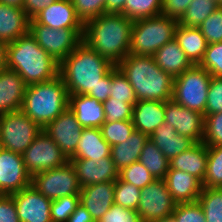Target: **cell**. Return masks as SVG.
<instances>
[{
  "instance_id": "cell-28",
  "label": "cell",
  "mask_w": 222,
  "mask_h": 222,
  "mask_svg": "<svg viewBox=\"0 0 222 222\" xmlns=\"http://www.w3.org/2000/svg\"><path fill=\"white\" fill-rule=\"evenodd\" d=\"M111 146L104 140L100 128H83L76 153L70 159H92L99 161L110 157Z\"/></svg>"
},
{
  "instance_id": "cell-36",
  "label": "cell",
  "mask_w": 222,
  "mask_h": 222,
  "mask_svg": "<svg viewBox=\"0 0 222 222\" xmlns=\"http://www.w3.org/2000/svg\"><path fill=\"white\" fill-rule=\"evenodd\" d=\"M111 89L109 98L122 100L132 105L138 101L133 87L117 66L111 70Z\"/></svg>"
},
{
  "instance_id": "cell-58",
  "label": "cell",
  "mask_w": 222,
  "mask_h": 222,
  "mask_svg": "<svg viewBox=\"0 0 222 222\" xmlns=\"http://www.w3.org/2000/svg\"><path fill=\"white\" fill-rule=\"evenodd\" d=\"M215 2H217L219 5L222 6V0H214Z\"/></svg>"
},
{
  "instance_id": "cell-50",
  "label": "cell",
  "mask_w": 222,
  "mask_h": 222,
  "mask_svg": "<svg viewBox=\"0 0 222 222\" xmlns=\"http://www.w3.org/2000/svg\"><path fill=\"white\" fill-rule=\"evenodd\" d=\"M192 0H162V15L179 20Z\"/></svg>"
},
{
  "instance_id": "cell-25",
  "label": "cell",
  "mask_w": 222,
  "mask_h": 222,
  "mask_svg": "<svg viewBox=\"0 0 222 222\" xmlns=\"http://www.w3.org/2000/svg\"><path fill=\"white\" fill-rule=\"evenodd\" d=\"M208 161V146L203 142L196 143L186 150L170 159L169 168L187 172L203 182Z\"/></svg>"
},
{
  "instance_id": "cell-45",
  "label": "cell",
  "mask_w": 222,
  "mask_h": 222,
  "mask_svg": "<svg viewBox=\"0 0 222 222\" xmlns=\"http://www.w3.org/2000/svg\"><path fill=\"white\" fill-rule=\"evenodd\" d=\"M77 17L85 22L105 14L106 0H71Z\"/></svg>"
},
{
  "instance_id": "cell-11",
  "label": "cell",
  "mask_w": 222,
  "mask_h": 222,
  "mask_svg": "<svg viewBox=\"0 0 222 222\" xmlns=\"http://www.w3.org/2000/svg\"><path fill=\"white\" fill-rule=\"evenodd\" d=\"M27 173L33 177L43 171L64 165L69 159L60 147L43 131L22 154Z\"/></svg>"
},
{
  "instance_id": "cell-5",
  "label": "cell",
  "mask_w": 222,
  "mask_h": 222,
  "mask_svg": "<svg viewBox=\"0 0 222 222\" xmlns=\"http://www.w3.org/2000/svg\"><path fill=\"white\" fill-rule=\"evenodd\" d=\"M69 106V95L62 78L28 85L21 111L42 129Z\"/></svg>"
},
{
  "instance_id": "cell-51",
  "label": "cell",
  "mask_w": 222,
  "mask_h": 222,
  "mask_svg": "<svg viewBox=\"0 0 222 222\" xmlns=\"http://www.w3.org/2000/svg\"><path fill=\"white\" fill-rule=\"evenodd\" d=\"M111 71L87 95L99 102H105L110 96Z\"/></svg>"
},
{
  "instance_id": "cell-10",
  "label": "cell",
  "mask_w": 222,
  "mask_h": 222,
  "mask_svg": "<svg viewBox=\"0 0 222 222\" xmlns=\"http://www.w3.org/2000/svg\"><path fill=\"white\" fill-rule=\"evenodd\" d=\"M31 185L50 200L79 195L82 189L70 160L62 166L35 174Z\"/></svg>"
},
{
  "instance_id": "cell-16",
  "label": "cell",
  "mask_w": 222,
  "mask_h": 222,
  "mask_svg": "<svg viewBox=\"0 0 222 222\" xmlns=\"http://www.w3.org/2000/svg\"><path fill=\"white\" fill-rule=\"evenodd\" d=\"M165 122L173 126L178 134L200 143L204 136L203 114L179 105L173 99L165 102Z\"/></svg>"
},
{
  "instance_id": "cell-42",
  "label": "cell",
  "mask_w": 222,
  "mask_h": 222,
  "mask_svg": "<svg viewBox=\"0 0 222 222\" xmlns=\"http://www.w3.org/2000/svg\"><path fill=\"white\" fill-rule=\"evenodd\" d=\"M208 44L222 41V6L220 5L198 27Z\"/></svg>"
},
{
  "instance_id": "cell-6",
  "label": "cell",
  "mask_w": 222,
  "mask_h": 222,
  "mask_svg": "<svg viewBox=\"0 0 222 222\" xmlns=\"http://www.w3.org/2000/svg\"><path fill=\"white\" fill-rule=\"evenodd\" d=\"M178 20L165 15L133 21L129 54L153 57L155 52L175 38Z\"/></svg>"
},
{
  "instance_id": "cell-46",
  "label": "cell",
  "mask_w": 222,
  "mask_h": 222,
  "mask_svg": "<svg viewBox=\"0 0 222 222\" xmlns=\"http://www.w3.org/2000/svg\"><path fill=\"white\" fill-rule=\"evenodd\" d=\"M172 215L175 222H206L204 211L198 201L176 204Z\"/></svg>"
},
{
  "instance_id": "cell-56",
  "label": "cell",
  "mask_w": 222,
  "mask_h": 222,
  "mask_svg": "<svg viewBox=\"0 0 222 222\" xmlns=\"http://www.w3.org/2000/svg\"><path fill=\"white\" fill-rule=\"evenodd\" d=\"M0 3L10 7L23 8L24 0H0Z\"/></svg>"
},
{
  "instance_id": "cell-26",
  "label": "cell",
  "mask_w": 222,
  "mask_h": 222,
  "mask_svg": "<svg viewBox=\"0 0 222 222\" xmlns=\"http://www.w3.org/2000/svg\"><path fill=\"white\" fill-rule=\"evenodd\" d=\"M29 21L23 8L0 3V41L8 44L29 32Z\"/></svg>"
},
{
  "instance_id": "cell-34",
  "label": "cell",
  "mask_w": 222,
  "mask_h": 222,
  "mask_svg": "<svg viewBox=\"0 0 222 222\" xmlns=\"http://www.w3.org/2000/svg\"><path fill=\"white\" fill-rule=\"evenodd\" d=\"M122 14L133 21L161 15L162 0H126Z\"/></svg>"
},
{
  "instance_id": "cell-8",
  "label": "cell",
  "mask_w": 222,
  "mask_h": 222,
  "mask_svg": "<svg viewBox=\"0 0 222 222\" xmlns=\"http://www.w3.org/2000/svg\"><path fill=\"white\" fill-rule=\"evenodd\" d=\"M41 131L21 110L0 114V148L22 155Z\"/></svg>"
},
{
  "instance_id": "cell-29",
  "label": "cell",
  "mask_w": 222,
  "mask_h": 222,
  "mask_svg": "<svg viewBox=\"0 0 222 222\" xmlns=\"http://www.w3.org/2000/svg\"><path fill=\"white\" fill-rule=\"evenodd\" d=\"M149 136L134 130L129 138L120 144L111 147V159L118 171L139 161L140 154Z\"/></svg>"
},
{
  "instance_id": "cell-14",
  "label": "cell",
  "mask_w": 222,
  "mask_h": 222,
  "mask_svg": "<svg viewBox=\"0 0 222 222\" xmlns=\"http://www.w3.org/2000/svg\"><path fill=\"white\" fill-rule=\"evenodd\" d=\"M22 155L0 148V194L10 195L31 185Z\"/></svg>"
},
{
  "instance_id": "cell-22",
  "label": "cell",
  "mask_w": 222,
  "mask_h": 222,
  "mask_svg": "<svg viewBox=\"0 0 222 222\" xmlns=\"http://www.w3.org/2000/svg\"><path fill=\"white\" fill-rule=\"evenodd\" d=\"M132 122L135 130L150 136L165 122V102L140 100L133 105Z\"/></svg>"
},
{
  "instance_id": "cell-9",
  "label": "cell",
  "mask_w": 222,
  "mask_h": 222,
  "mask_svg": "<svg viewBox=\"0 0 222 222\" xmlns=\"http://www.w3.org/2000/svg\"><path fill=\"white\" fill-rule=\"evenodd\" d=\"M29 32L38 45L59 63L83 41V29H53L38 24L34 19L29 21Z\"/></svg>"
},
{
  "instance_id": "cell-32",
  "label": "cell",
  "mask_w": 222,
  "mask_h": 222,
  "mask_svg": "<svg viewBox=\"0 0 222 222\" xmlns=\"http://www.w3.org/2000/svg\"><path fill=\"white\" fill-rule=\"evenodd\" d=\"M219 6L214 0H192L178 20V24L187 27H199Z\"/></svg>"
},
{
  "instance_id": "cell-37",
  "label": "cell",
  "mask_w": 222,
  "mask_h": 222,
  "mask_svg": "<svg viewBox=\"0 0 222 222\" xmlns=\"http://www.w3.org/2000/svg\"><path fill=\"white\" fill-rule=\"evenodd\" d=\"M104 140L112 147L126 141L135 130L132 120L104 122L100 127Z\"/></svg>"
},
{
  "instance_id": "cell-24",
  "label": "cell",
  "mask_w": 222,
  "mask_h": 222,
  "mask_svg": "<svg viewBox=\"0 0 222 222\" xmlns=\"http://www.w3.org/2000/svg\"><path fill=\"white\" fill-rule=\"evenodd\" d=\"M149 140H151L169 160L189 150L196 144L191 138L178 134L176 129L166 122H163L154 130L149 136Z\"/></svg>"
},
{
  "instance_id": "cell-47",
  "label": "cell",
  "mask_w": 222,
  "mask_h": 222,
  "mask_svg": "<svg viewBox=\"0 0 222 222\" xmlns=\"http://www.w3.org/2000/svg\"><path fill=\"white\" fill-rule=\"evenodd\" d=\"M222 112V77H211L204 117Z\"/></svg>"
},
{
  "instance_id": "cell-1",
  "label": "cell",
  "mask_w": 222,
  "mask_h": 222,
  "mask_svg": "<svg viewBox=\"0 0 222 222\" xmlns=\"http://www.w3.org/2000/svg\"><path fill=\"white\" fill-rule=\"evenodd\" d=\"M133 20L119 13H105L84 23L83 42L117 66L129 55Z\"/></svg>"
},
{
  "instance_id": "cell-57",
  "label": "cell",
  "mask_w": 222,
  "mask_h": 222,
  "mask_svg": "<svg viewBox=\"0 0 222 222\" xmlns=\"http://www.w3.org/2000/svg\"><path fill=\"white\" fill-rule=\"evenodd\" d=\"M151 222H175V221H174L173 215H170V216H167V217H163L161 219L153 220Z\"/></svg>"
},
{
  "instance_id": "cell-4",
  "label": "cell",
  "mask_w": 222,
  "mask_h": 222,
  "mask_svg": "<svg viewBox=\"0 0 222 222\" xmlns=\"http://www.w3.org/2000/svg\"><path fill=\"white\" fill-rule=\"evenodd\" d=\"M117 67L127 77L138 101L172 99L174 78L156 64L154 57L129 54Z\"/></svg>"
},
{
  "instance_id": "cell-44",
  "label": "cell",
  "mask_w": 222,
  "mask_h": 222,
  "mask_svg": "<svg viewBox=\"0 0 222 222\" xmlns=\"http://www.w3.org/2000/svg\"><path fill=\"white\" fill-rule=\"evenodd\" d=\"M199 66L206 69L212 77H222V41L208 44Z\"/></svg>"
},
{
  "instance_id": "cell-53",
  "label": "cell",
  "mask_w": 222,
  "mask_h": 222,
  "mask_svg": "<svg viewBox=\"0 0 222 222\" xmlns=\"http://www.w3.org/2000/svg\"><path fill=\"white\" fill-rule=\"evenodd\" d=\"M67 222H94V220L86 208L79 204L70 215Z\"/></svg>"
},
{
  "instance_id": "cell-31",
  "label": "cell",
  "mask_w": 222,
  "mask_h": 222,
  "mask_svg": "<svg viewBox=\"0 0 222 222\" xmlns=\"http://www.w3.org/2000/svg\"><path fill=\"white\" fill-rule=\"evenodd\" d=\"M139 162L155 179H164L169 169L170 160L148 139L140 154Z\"/></svg>"
},
{
  "instance_id": "cell-17",
  "label": "cell",
  "mask_w": 222,
  "mask_h": 222,
  "mask_svg": "<svg viewBox=\"0 0 222 222\" xmlns=\"http://www.w3.org/2000/svg\"><path fill=\"white\" fill-rule=\"evenodd\" d=\"M74 166L81 187L101 182H115L119 178L111 156L100 159H69Z\"/></svg>"
},
{
  "instance_id": "cell-3",
  "label": "cell",
  "mask_w": 222,
  "mask_h": 222,
  "mask_svg": "<svg viewBox=\"0 0 222 222\" xmlns=\"http://www.w3.org/2000/svg\"><path fill=\"white\" fill-rule=\"evenodd\" d=\"M115 66L83 41L59 63L68 95H87Z\"/></svg>"
},
{
  "instance_id": "cell-49",
  "label": "cell",
  "mask_w": 222,
  "mask_h": 222,
  "mask_svg": "<svg viewBox=\"0 0 222 222\" xmlns=\"http://www.w3.org/2000/svg\"><path fill=\"white\" fill-rule=\"evenodd\" d=\"M0 222H20L11 195L0 194Z\"/></svg>"
},
{
  "instance_id": "cell-55",
  "label": "cell",
  "mask_w": 222,
  "mask_h": 222,
  "mask_svg": "<svg viewBox=\"0 0 222 222\" xmlns=\"http://www.w3.org/2000/svg\"><path fill=\"white\" fill-rule=\"evenodd\" d=\"M6 47L7 44L0 41V72L7 69Z\"/></svg>"
},
{
  "instance_id": "cell-41",
  "label": "cell",
  "mask_w": 222,
  "mask_h": 222,
  "mask_svg": "<svg viewBox=\"0 0 222 222\" xmlns=\"http://www.w3.org/2000/svg\"><path fill=\"white\" fill-rule=\"evenodd\" d=\"M202 142L208 147L222 145V112L204 117V136Z\"/></svg>"
},
{
  "instance_id": "cell-43",
  "label": "cell",
  "mask_w": 222,
  "mask_h": 222,
  "mask_svg": "<svg viewBox=\"0 0 222 222\" xmlns=\"http://www.w3.org/2000/svg\"><path fill=\"white\" fill-rule=\"evenodd\" d=\"M105 122L132 120L133 105L115 98L103 102Z\"/></svg>"
},
{
  "instance_id": "cell-2",
  "label": "cell",
  "mask_w": 222,
  "mask_h": 222,
  "mask_svg": "<svg viewBox=\"0 0 222 222\" xmlns=\"http://www.w3.org/2000/svg\"><path fill=\"white\" fill-rule=\"evenodd\" d=\"M6 59L7 69L17 72L27 86L59 75V62L38 45L30 32L7 44Z\"/></svg>"
},
{
  "instance_id": "cell-35",
  "label": "cell",
  "mask_w": 222,
  "mask_h": 222,
  "mask_svg": "<svg viewBox=\"0 0 222 222\" xmlns=\"http://www.w3.org/2000/svg\"><path fill=\"white\" fill-rule=\"evenodd\" d=\"M202 187L222 188V145L208 147L207 170Z\"/></svg>"
},
{
  "instance_id": "cell-54",
  "label": "cell",
  "mask_w": 222,
  "mask_h": 222,
  "mask_svg": "<svg viewBox=\"0 0 222 222\" xmlns=\"http://www.w3.org/2000/svg\"><path fill=\"white\" fill-rule=\"evenodd\" d=\"M125 3H126V0H106L105 13L122 14V11L125 7Z\"/></svg>"
},
{
  "instance_id": "cell-19",
  "label": "cell",
  "mask_w": 222,
  "mask_h": 222,
  "mask_svg": "<svg viewBox=\"0 0 222 222\" xmlns=\"http://www.w3.org/2000/svg\"><path fill=\"white\" fill-rule=\"evenodd\" d=\"M38 24L53 29H83L84 24L77 17L71 0H56L40 11L34 18Z\"/></svg>"
},
{
  "instance_id": "cell-48",
  "label": "cell",
  "mask_w": 222,
  "mask_h": 222,
  "mask_svg": "<svg viewBox=\"0 0 222 222\" xmlns=\"http://www.w3.org/2000/svg\"><path fill=\"white\" fill-rule=\"evenodd\" d=\"M97 222H142V220L136 210L126 209L114 203Z\"/></svg>"
},
{
  "instance_id": "cell-15",
  "label": "cell",
  "mask_w": 222,
  "mask_h": 222,
  "mask_svg": "<svg viewBox=\"0 0 222 222\" xmlns=\"http://www.w3.org/2000/svg\"><path fill=\"white\" fill-rule=\"evenodd\" d=\"M10 195L15 202L20 222H52V200L43 196L32 185Z\"/></svg>"
},
{
  "instance_id": "cell-12",
  "label": "cell",
  "mask_w": 222,
  "mask_h": 222,
  "mask_svg": "<svg viewBox=\"0 0 222 222\" xmlns=\"http://www.w3.org/2000/svg\"><path fill=\"white\" fill-rule=\"evenodd\" d=\"M176 204L164 179H155L141 189V197L136 211L142 222H151L172 215Z\"/></svg>"
},
{
  "instance_id": "cell-30",
  "label": "cell",
  "mask_w": 222,
  "mask_h": 222,
  "mask_svg": "<svg viewBox=\"0 0 222 222\" xmlns=\"http://www.w3.org/2000/svg\"><path fill=\"white\" fill-rule=\"evenodd\" d=\"M181 49L194 65H199L202 61L208 43L198 27H187L177 25L175 38Z\"/></svg>"
},
{
  "instance_id": "cell-40",
  "label": "cell",
  "mask_w": 222,
  "mask_h": 222,
  "mask_svg": "<svg viewBox=\"0 0 222 222\" xmlns=\"http://www.w3.org/2000/svg\"><path fill=\"white\" fill-rule=\"evenodd\" d=\"M119 178L122 181L131 183L140 189L155 180L153 175L139 161L134 162L119 171Z\"/></svg>"
},
{
  "instance_id": "cell-13",
  "label": "cell",
  "mask_w": 222,
  "mask_h": 222,
  "mask_svg": "<svg viewBox=\"0 0 222 222\" xmlns=\"http://www.w3.org/2000/svg\"><path fill=\"white\" fill-rule=\"evenodd\" d=\"M83 126L79 124L74 112L67 107L56 119L48 123L43 131L60 147L70 159L75 153L82 134Z\"/></svg>"
},
{
  "instance_id": "cell-39",
  "label": "cell",
  "mask_w": 222,
  "mask_h": 222,
  "mask_svg": "<svg viewBox=\"0 0 222 222\" xmlns=\"http://www.w3.org/2000/svg\"><path fill=\"white\" fill-rule=\"evenodd\" d=\"M79 204L80 195H68L52 200L50 206L52 222H67Z\"/></svg>"
},
{
  "instance_id": "cell-52",
  "label": "cell",
  "mask_w": 222,
  "mask_h": 222,
  "mask_svg": "<svg viewBox=\"0 0 222 222\" xmlns=\"http://www.w3.org/2000/svg\"><path fill=\"white\" fill-rule=\"evenodd\" d=\"M56 0H24L23 9L29 19H33L40 11Z\"/></svg>"
},
{
  "instance_id": "cell-27",
  "label": "cell",
  "mask_w": 222,
  "mask_h": 222,
  "mask_svg": "<svg viewBox=\"0 0 222 222\" xmlns=\"http://www.w3.org/2000/svg\"><path fill=\"white\" fill-rule=\"evenodd\" d=\"M153 57L156 64L173 78L194 66L175 39L157 50Z\"/></svg>"
},
{
  "instance_id": "cell-23",
  "label": "cell",
  "mask_w": 222,
  "mask_h": 222,
  "mask_svg": "<svg viewBox=\"0 0 222 222\" xmlns=\"http://www.w3.org/2000/svg\"><path fill=\"white\" fill-rule=\"evenodd\" d=\"M84 128H100L105 122L103 103L88 95H69V106Z\"/></svg>"
},
{
  "instance_id": "cell-7",
  "label": "cell",
  "mask_w": 222,
  "mask_h": 222,
  "mask_svg": "<svg viewBox=\"0 0 222 222\" xmlns=\"http://www.w3.org/2000/svg\"><path fill=\"white\" fill-rule=\"evenodd\" d=\"M211 77L206 69L194 65L174 78L172 99L204 115Z\"/></svg>"
},
{
  "instance_id": "cell-18",
  "label": "cell",
  "mask_w": 222,
  "mask_h": 222,
  "mask_svg": "<svg viewBox=\"0 0 222 222\" xmlns=\"http://www.w3.org/2000/svg\"><path fill=\"white\" fill-rule=\"evenodd\" d=\"M115 182H101L82 187L80 204L90 213L94 222L100 218L114 204Z\"/></svg>"
},
{
  "instance_id": "cell-21",
  "label": "cell",
  "mask_w": 222,
  "mask_h": 222,
  "mask_svg": "<svg viewBox=\"0 0 222 222\" xmlns=\"http://www.w3.org/2000/svg\"><path fill=\"white\" fill-rule=\"evenodd\" d=\"M26 87L17 72L10 69L0 72V114L21 110Z\"/></svg>"
},
{
  "instance_id": "cell-38",
  "label": "cell",
  "mask_w": 222,
  "mask_h": 222,
  "mask_svg": "<svg viewBox=\"0 0 222 222\" xmlns=\"http://www.w3.org/2000/svg\"><path fill=\"white\" fill-rule=\"evenodd\" d=\"M141 197V189L124 182L120 178L115 181L114 203L131 210H137Z\"/></svg>"
},
{
  "instance_id": "cell-33",
  "label": "cell",
  "mask_w": 222,
  "mask_h": 222,
  "mask_svg": "<svg viewBox=\"0 0 222 222\" xmlns=\"http://www.w3.org/2000/svg\"><path fill=\"white\" fill-rule=\"evenodd\" d=\"M206 222H222V188L203 187L198 197Z\"/></svg>"
},
{
  "instance_id": "cell-20",
  "label": "cell",
  "mask_w": 222,
  "mask_h": 222,
  "mask_svg": "<svg viewBox=\"0 0 222 222\" xmlns=\"http://www.w3.org/2000/svg\"><path fill=\"white\" fill-rule=\"evenodd\" d=\"M164 181L171 197L177 204L196 202L203 188L202 182L195 176L170 168Z\"/></svg>"
}]
</instances>
